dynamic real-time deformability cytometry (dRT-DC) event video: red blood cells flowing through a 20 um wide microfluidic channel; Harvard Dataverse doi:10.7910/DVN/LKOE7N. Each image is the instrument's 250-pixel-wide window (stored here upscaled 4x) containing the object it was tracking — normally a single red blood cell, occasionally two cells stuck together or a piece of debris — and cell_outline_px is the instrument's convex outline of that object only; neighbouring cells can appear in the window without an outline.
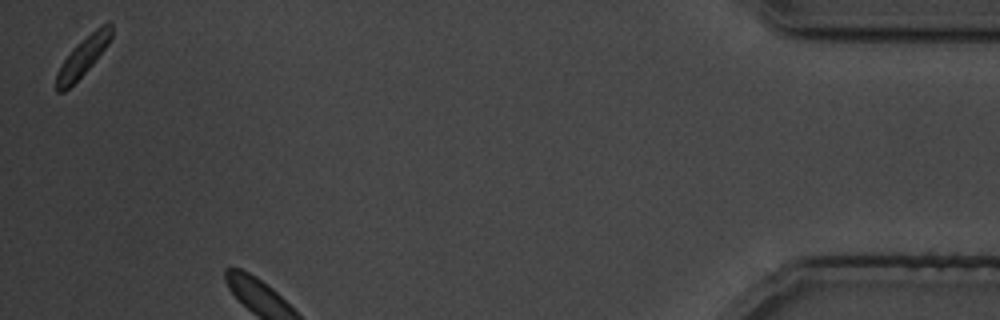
{"species": "common noctule bat (a hibernating species)", "species_latin": "Nyctalus noctula", "temperature_condition": "cold", "stored_images_in_passage": 30, "camera_frame_rate_fps": 3000, "um_per_image_px": 0.085, "animal": {"sex": "male", "body_mass_g": 19.5, "forearm_length_mm": 54.6}, "frame": {"image": 1, "passage_image": 30, "time_ms": 35.333, "image_size_px": [1000, 320], "cell_outline_px": [[112, 36], [108, 44], [92, 64], [64, 92], [56, 92], [56, 72], [72, 48], [76, 44], [96, 28], [108, 20], [112, 24]], "centroid_in_image_um": [7.05, 4.77], "position_along_channel_um": 428.1, "area_um2": 12.31}}